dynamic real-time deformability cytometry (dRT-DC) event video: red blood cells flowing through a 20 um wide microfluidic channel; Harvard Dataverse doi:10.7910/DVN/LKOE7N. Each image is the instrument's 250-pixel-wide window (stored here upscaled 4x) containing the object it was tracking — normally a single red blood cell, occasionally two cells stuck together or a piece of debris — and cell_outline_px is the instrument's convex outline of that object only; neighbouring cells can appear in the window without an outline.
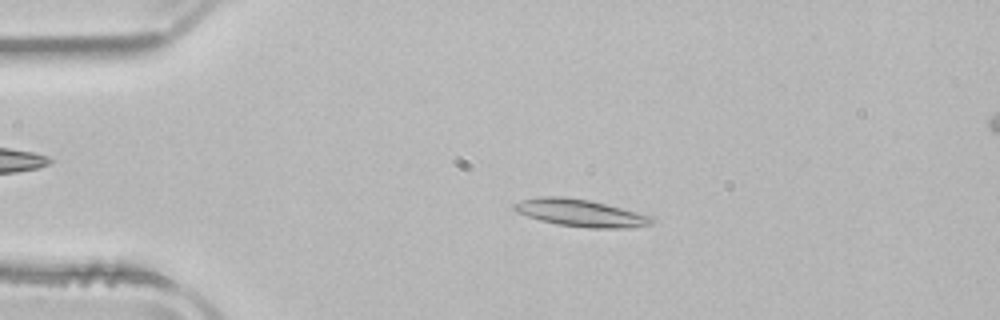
{"species": "common noctule bat (a hibernating species)", "species_latin": "Nyctalus noctula", "temperature_condition": "room temperature", "stored_images_in_passage": 51, "camera_frame_rate_fps": 3000, "um_per_image_px": 0.085, "animal": {"sex": "male", "body_mass_g": 21.5, "forearm_length_mm": 52.0}, "frame": {"image": 1, "passage_image": 10, "time_ms": 3.0, "image_size_px": [1000, 320], "cell_outline_px": [[656, 220], [652, 224], [628, 228], [588, 228], [560, 224], [540, 220], [516, 212], [512, 208], [512, 204], [520, 200], [544, 196], [564, 196], [588, 200], [652, 216]], "centroid_in_image_um": [49.33, 18.1], "position_along_channel_um": 35.7, "area_um2": 21.68}}
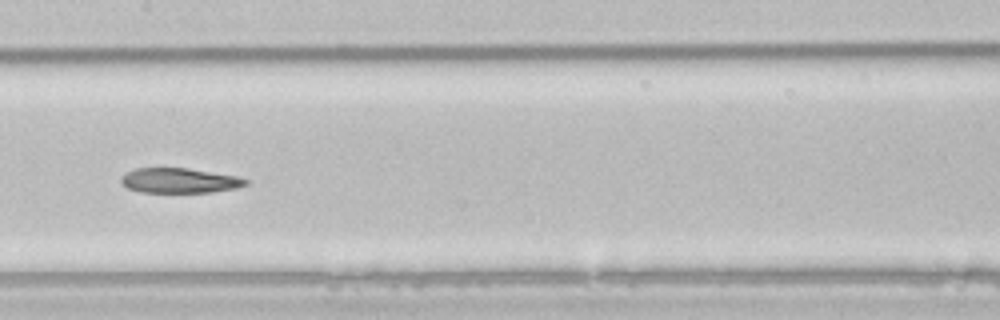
{"frame": {"image": 2, "passage_image": 25, "time_ms": 8.0, "image_size_px": [1000, 320], "cell_outline_px": [[248, 184], [236, 188], [208, 192], [140, 192], [128, 188], [120, 180], [120, 176], [124, 172], [136, 168], [188, 168], [236, 176], [248, 180]], "centroid_in_image_um": [15.21, 15.34], "position_along_channel_um": 192.2, "area_um2": 18.03}}
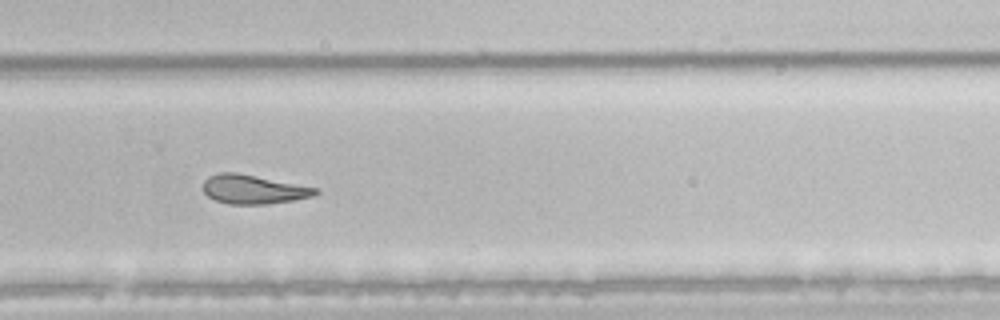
{"frame": {"image": 3, "passage_image": 34, "time_ms": 11.0, "image_size_px": [1000, 320], "cell_outline_px": [[320, 192], [312, 196], [292, 200], [268, 204], [228, 204], [216, 200], [208, 196], [204, 192], [204, 180], [208, 176], [220, 172], [236, 172], [320, 188]], "centroid_in_image_um": [21.55, 16.09], "position_along_channel_um": 308.2, "area_um2": 19.02}, "authors_computed_cell_mechanics": {"area_um2": 20.7502, "velocity_mm_per_s": 3.8944, "shape_relaxation_time_tau1_ms": null, "shape_relaxation_time_tau2_ms": 5.4971, "deformation_change_tau1": null, "deformation_change_tau2": 0.1632}}